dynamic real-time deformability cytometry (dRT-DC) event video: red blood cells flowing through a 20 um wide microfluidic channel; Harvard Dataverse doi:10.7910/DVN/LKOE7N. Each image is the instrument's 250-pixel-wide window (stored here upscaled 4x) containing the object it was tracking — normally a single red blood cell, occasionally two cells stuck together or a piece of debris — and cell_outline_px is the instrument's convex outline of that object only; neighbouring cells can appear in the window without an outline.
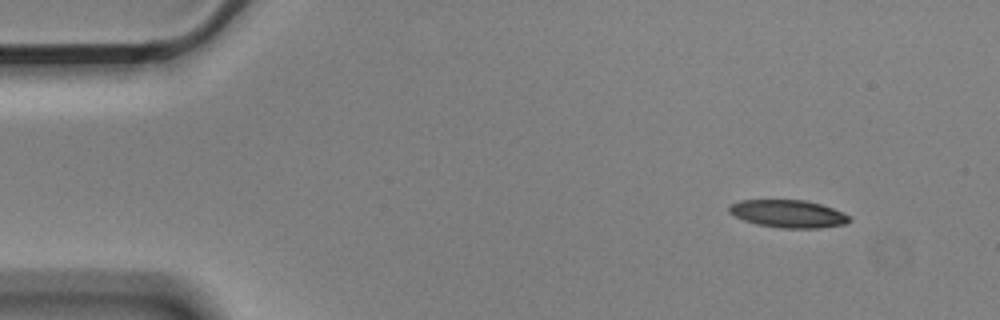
{"species": "Egyptian fruit bat (a non-hibernating species)", "species_latin": "Rousettus aegyptiacus", "temperature_condition": "cold", "stored_images_in_passage": 5, "camera_frame_rate_fps": 3000, "um_per_image_px": 0.085, "animal": {"sex": "male"}, "frame": {"image": 1, "passage_image": 1, "time_ms": 0.0, "image_size_px": [1000, 320], "cell_outline_px": [[852, 220], [844, 224], [820, 228], [780, 228], [756, 224], [744, 220], [728, 212], [728, 204], [740, 200], [804, 200], [820, 204], [832, 208], [852, 216]], "centroid_in_image_um": [66.99, 18.17], "position_along_channel_um": 18.0, "area_um2": 19.48}}
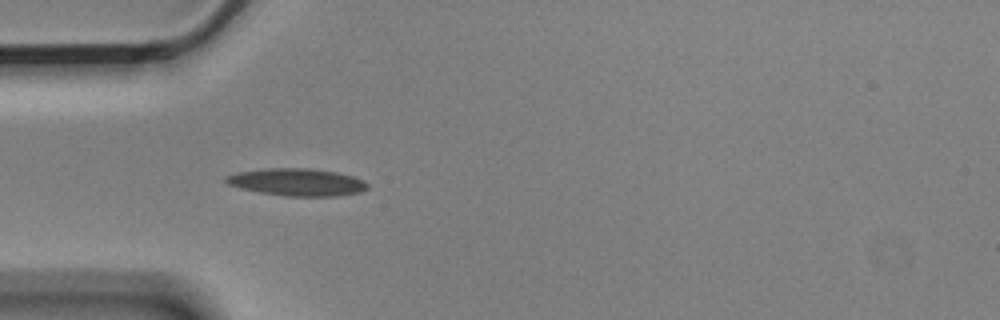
{"frame": {"image": 2, "passage_image": 4, "time_ms": 1.0, "image_size_px": [1000, 320], "cell_outline_px": [[368, 188], [360, 192], [336, 196], [288, 196], [260, 192], [228, 184], [224, 180], [224, 176], [240, 172], [268, 168], [308, 168], [336, 172], [352, 176], [364, 180], [368, 184]], "centroid_in_image_um": [25.28, 15.48], "position_along_channel_um": 59.7, "area_um2": 22.31}}
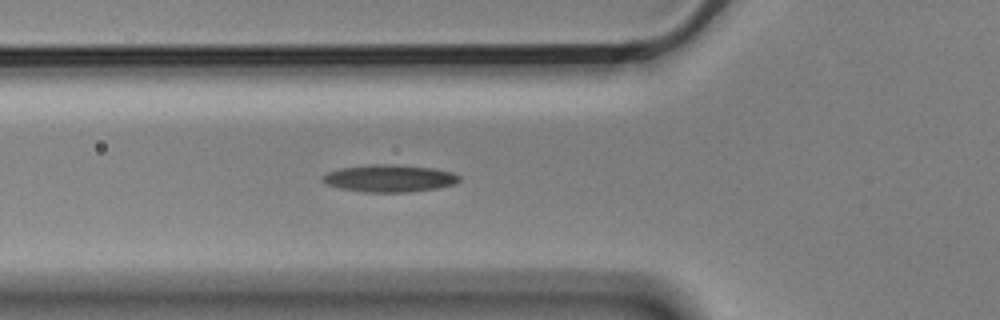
{"frame": {"image": 3, "passage_image": 5, "time_ms": 1.333, "image_size_px": [1000, 320], "cell_outline_px": [[460, 180], [456, 184], [436, 188], [408, 192], [364, 192], [340, 188], [328, 184], [320, 180], [328, 172], [340, 168], [368, 164], [392, 164], [432, 168], [452, 172], [460, 176]], "centroid_in_image_um": [33.11, 15.15], "position_along_channel_um": 92.7, "area_um2": 21.68}}